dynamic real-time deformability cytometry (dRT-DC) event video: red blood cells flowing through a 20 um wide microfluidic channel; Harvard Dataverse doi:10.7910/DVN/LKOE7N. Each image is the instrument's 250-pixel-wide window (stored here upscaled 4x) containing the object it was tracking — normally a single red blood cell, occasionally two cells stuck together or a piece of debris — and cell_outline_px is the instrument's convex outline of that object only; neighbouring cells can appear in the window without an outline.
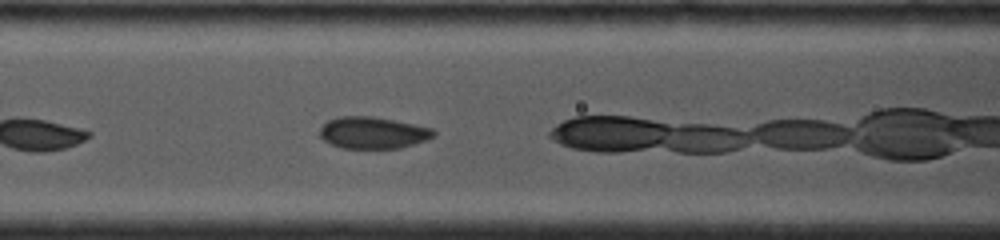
{"species": "common noctule bat (a hibernating species)", "species_latin": "Nyctalus noctula", "temperature_condition": "cold", "stored_images_in_passage": 4, "camera_frame_rate_fps": 4000, "um_per_image_px": 0.085, "animal": {"sex": "female", "body_mass_g": 19.0, "forearm_length_mm": 53.3}, "frame": {"image": 1, "passage_image": 4, "time_ms": 2.25, "image_size_px": [1000, 240], "cell_outline_px": [[436, 136], [400, 148], [340, 148], [324, 140], [320, 136], [320, 128], [328, 120], [340, 116], [372, 116], [432, 128], [436, 132]], "centroid_in_image_um": [31.68, 11.28], "position_along_channel_um": 134.9, "area_um2": 20.87}}